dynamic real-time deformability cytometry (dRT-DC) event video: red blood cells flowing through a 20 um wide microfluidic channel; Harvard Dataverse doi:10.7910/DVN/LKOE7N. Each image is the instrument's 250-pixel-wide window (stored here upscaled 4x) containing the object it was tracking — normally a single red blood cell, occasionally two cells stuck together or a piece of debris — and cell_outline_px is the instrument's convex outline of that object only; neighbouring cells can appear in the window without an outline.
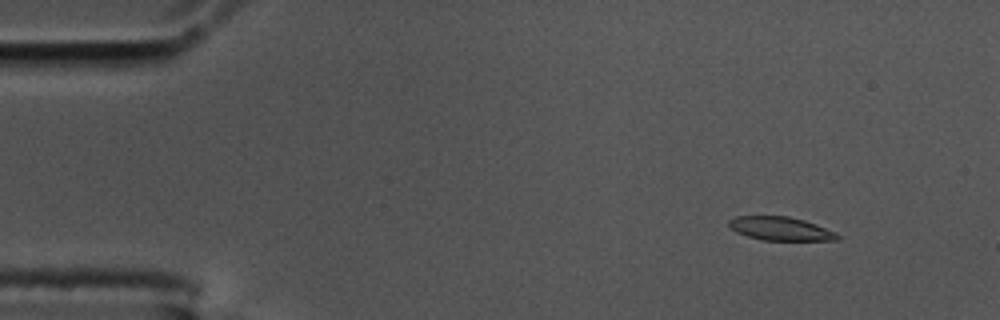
{"species": "common noctule bat (a hibernating species)", "species_latin": "Nyctalus noctula", "temperature_condition": "cold", "stored_images_in_passage": 59, "camera_frame_rate_fps": 3000, "um_per_image_px": 0.085, "animal": {"sex": "male", "body_mass_g": 17.5, "forearm_length_mm": 52.3}, "frame": {"image": 1, "passage_image": 7, "time_ms": 2.0, "image_size_px": [1000, 320], "cell_outline_px": [[840, 236], [836, 240], [764, 240], [748, 236], [736, 232], [728, 228], [728, 220], [736, 216], [788, 216], [804, 220], [816, 224], [836, 232]], "centroid_in_image_um": [66.31, 19.43], "position_along_channel_um": 18.7, "area_um2": 14.91}}
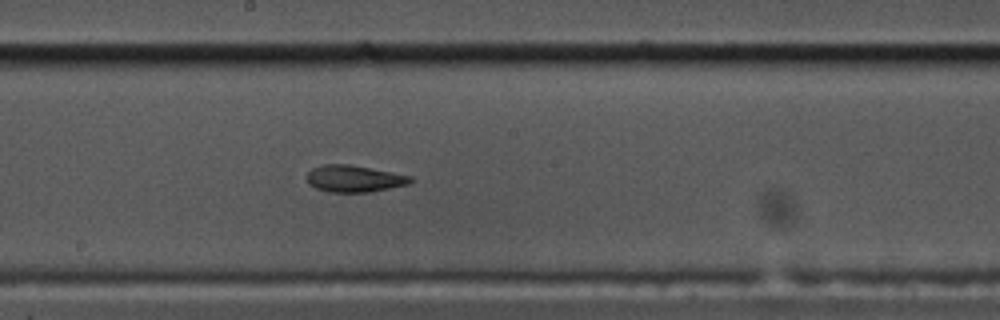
{"frame": {"image": 2, "passage_image": 32, "time_ms": 10.333, "image_size_px": [1000, 320], "cell_outline_px": [[412, 180], [408, 184], [372, 192], [328, 192], [316, 188], [308, 184], [304, 176], [312, 168], [324, 164], [348, 164], [392, 172], [412, 176]], "centroid_in_image_um": [30.05, 15.19], "position_along_channel_um": 218.1, "area_um2": 16.3}}
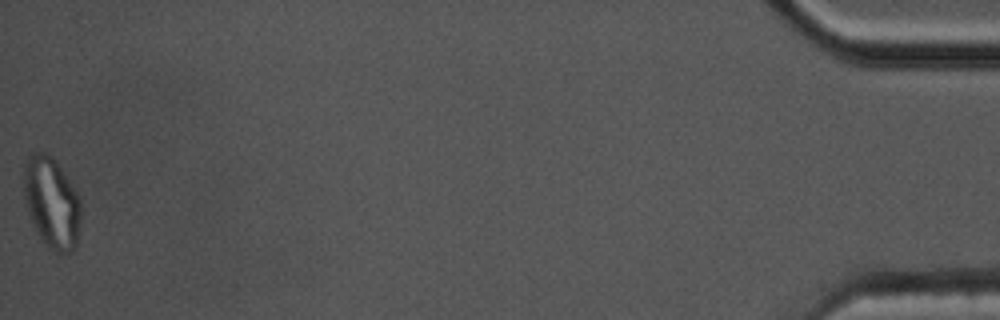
{"frame": {"image": 3, "passage_image": 59, "time_ms": 19.333, "image_size_px": [1000, 320], "cell_outline_px": [[80, 224], [76, 244], [68, 252], [56, 256], [48, 248], [40, 236], [28, 212], [24, 196], [24, 160], [32, 152], [48, 152], [56, 160], [76, 192], [80, 200]], "centroid_in_image_um": [4.38, 17.21], "position_along_channel_um": 430.8, "area_um2": 30.29}, "authors_computed_cell_mechanics": {"area_um2": 16.4152, "velocity_mm_per_s": 3.4636, "shape_relaxation_time_tau1_ms": null, "shape_relaxation_time_tau2_ms": 1.6074, "deformation_change_tau1": null, "deformation_change_tau2": 0.0895}}